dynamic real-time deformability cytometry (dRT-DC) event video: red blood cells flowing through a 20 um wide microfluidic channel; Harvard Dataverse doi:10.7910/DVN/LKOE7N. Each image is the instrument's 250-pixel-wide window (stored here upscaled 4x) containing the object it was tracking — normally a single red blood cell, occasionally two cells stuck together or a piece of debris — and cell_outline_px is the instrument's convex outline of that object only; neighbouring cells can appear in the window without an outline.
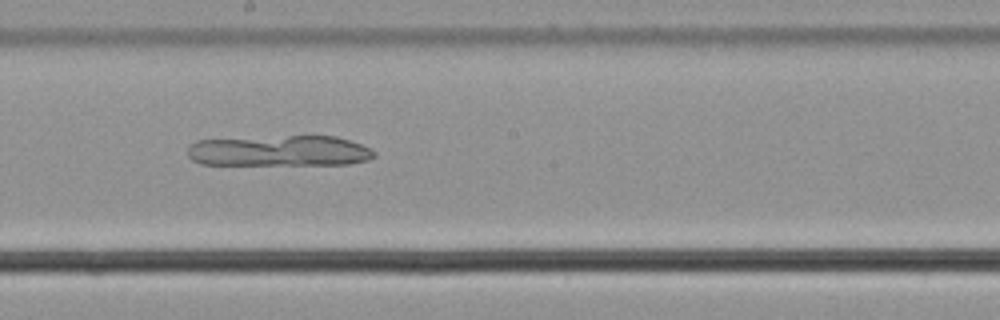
{"species": "common noctule bat (a hibernating species)", "species_latin": "Nyctalus noctula", "temperature_condition": "cold", "stored_images_in_passage": 54, "camera_frame_rate_fps": 3000, "um_per_image_px": 0.085, "animal": {"sex": "male", "body_mass_g": 21.5, "forearm_length_mm": 52.0}, "frame": {"image": 1, "passage_image": 31, "time_ms": 10.0, "image_size_px": [1000, 320], "cell_outline_px": [[376, 156], [368, 160], [348, 164], [200, 164], [192, 160], [188, 156], [188, 144], [196, 140], [288, 136], [336, 136], [360, 144], [376, 152]], "centroid_in_image_um": [23.73, 12.82], "position_along_channel_um": 224.5, "area_um2": 33.35}}